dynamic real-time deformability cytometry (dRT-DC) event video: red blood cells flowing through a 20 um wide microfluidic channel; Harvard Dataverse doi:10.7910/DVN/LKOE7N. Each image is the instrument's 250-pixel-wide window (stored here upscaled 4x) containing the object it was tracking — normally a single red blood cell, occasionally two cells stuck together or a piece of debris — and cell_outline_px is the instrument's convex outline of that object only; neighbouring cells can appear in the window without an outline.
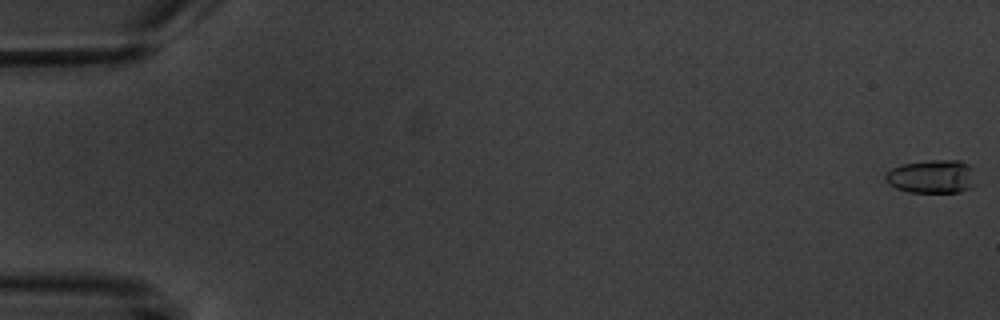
{"species": "common noctule bat (a hibernating species)", "species_latin": "Nyctalus noctula", "temperature_condition": "warm", "stored_images_in_passage": 6, "camera_frame_rate_fps": 3000, "um_per_image_px": 0.085, "animal": {"sex": "male", "body_mass_g": 20.1, "forearm_length_mm": 53.5}, "frame": {"image": 1, "passage_image": 1, "time_ms": 0.0, "image_size_px": [1000, 320], "cell_outline_px": [[972, 188], [960, 192], [908, 192], [896, 188], [888, 184], [884, 180], [884, 176], [892, 168], [900, 164], [924, 160], [960, 160], [968, 164], [972, 168]], "centroid_in_image_um": [79.16, 15.0], "position_along_channel_um": 5.8, "area_um2": 17.69}}